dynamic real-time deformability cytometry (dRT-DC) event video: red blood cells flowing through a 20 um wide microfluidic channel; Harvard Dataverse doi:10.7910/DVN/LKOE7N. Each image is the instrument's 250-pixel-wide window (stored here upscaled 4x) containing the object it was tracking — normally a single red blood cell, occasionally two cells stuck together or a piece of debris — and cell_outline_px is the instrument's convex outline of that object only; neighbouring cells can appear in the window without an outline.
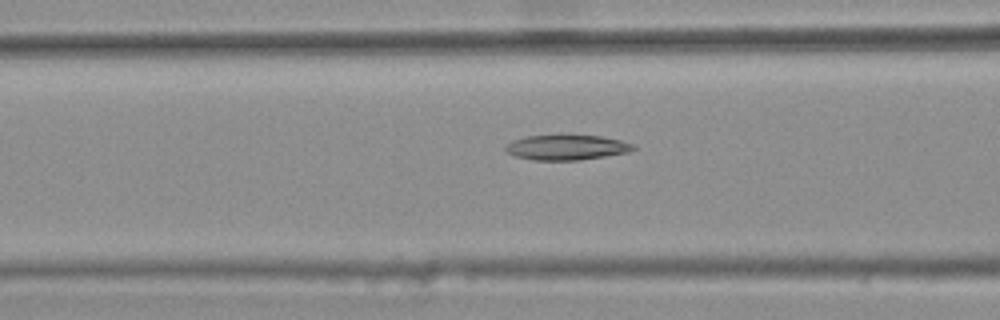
{"species": "common noctule bat (a hibernating species)", "species_latin": "Nyctalus noctula", "temperature_condition": "warm", "stored_images_in_passage": 20, "camera_frame_rate_fps": 3000, "um_per_image_px": 0.085, "animal": {"sex": "female", "body_mass_g": 25.1}, "frame": {"image": 1, "passage_image": 12, "time_ms": 3.667, "image_size_px": [1000, 320], "cell_outline_px": [[636, 148], [628, 152], [580, 160], [532, 160], [516, 156], [508, 152], [504, 148], [512, 140], [528, 136], [604, 136], [620, 140], [632, 144]], "centroid_in_image_um": [48.17, 12.54], "position_along_channel_um": 118.4, "area_um2": 18.32}}
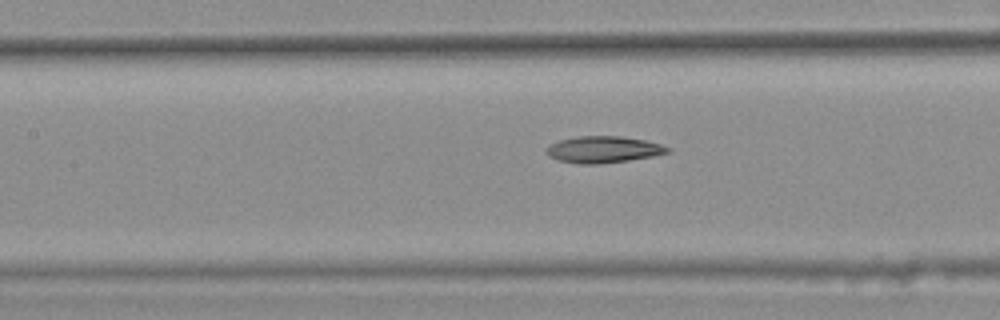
{"frame": {"image": 2, "passage_image": 15, "time_ms": 4.667, "image_size_px": [1000, 320], "cell_outline_px": [[672, 152], [652, 156], [628, 160], [596, 164], [576, 164], [560, 160], [548, 156], [544, 152], [544, 148], [548, 144], [560, 140], [576, 136], [620, 136], [644, 140], [660, 144], [672, 148]], "centroid_in_image_um": [51.25, 12.7], "position_along_channel_um": 156.2, "area_um2": 18.96}}